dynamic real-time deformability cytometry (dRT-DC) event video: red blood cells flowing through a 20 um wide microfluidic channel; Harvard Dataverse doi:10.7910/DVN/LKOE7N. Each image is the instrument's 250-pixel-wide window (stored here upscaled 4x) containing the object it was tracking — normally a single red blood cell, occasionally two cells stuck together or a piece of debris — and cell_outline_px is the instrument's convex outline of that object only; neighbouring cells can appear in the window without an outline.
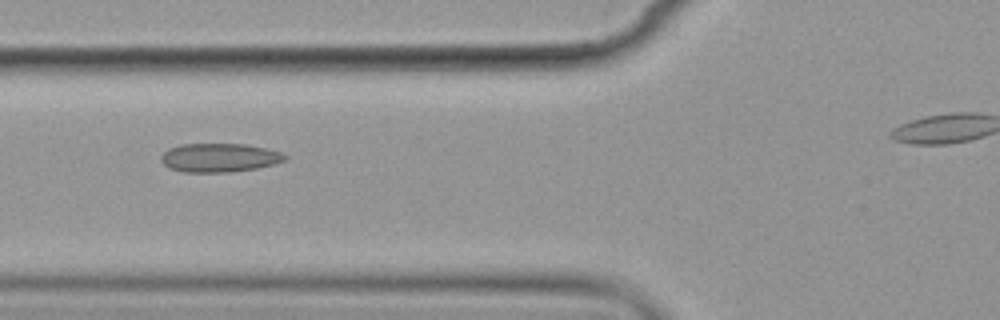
{"species": "common noctule bat (a hibernating species)", "species_latin": "Nyctalus noctula", "temperature_condition": "cold", "stored_images_in_passage": 9, "camera_frame_rate_fps": 3000, "um_per_image_px": 0.085, "animal": {"sex": "female", "body_mass_g": 19.9}, "frame": {"image": 1, "passage_image": 2, "time_ms": 1.0, "image_size_px": [1000, 320], "cell_outline_px": [[288, 160], [276, 164], [256, 168], [232, 172], [184, 172], [168, 168], [160, 160], [160, 156], [168, 148], [180, 144], [244, 144], [264, 148], [280, 152], [288, 156]], "centroid_in_image_um": [18.64, 13.41], "position_along_channel_um": 107.2, "area_um2": 20.92}}
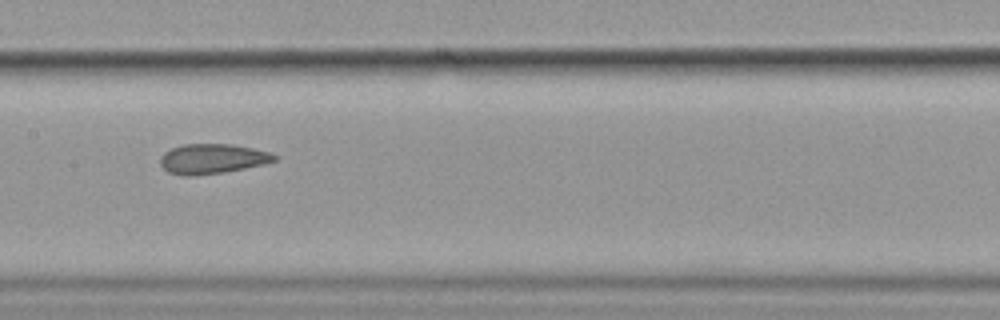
{"frame": {"image": 2, "passage_image": 4, "time_ms": 3.333, "image_size_px": [1000, 320], "cell_outline_px": [[276, 160], [264, 164], [224, 172], [196, 176], [180, 176], [168, 172], [160, 164], [160, 156], [164, 152], [172, 148], [184, 144], [232, 144], [252, 148], [268, 152], [276, 156]], "centroid_in_image_um": [18.0, 13.51], "position_along_channel_um": 189.4, "area_um2": 19.88}}
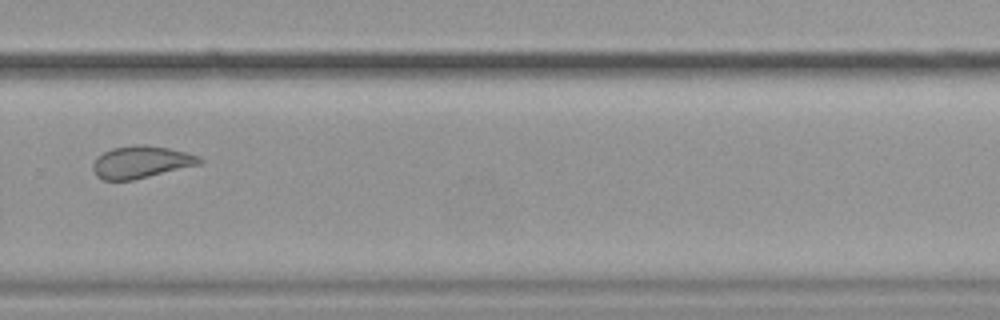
{"frame": {"image": 3, "passage_image": 7, "time_ms": 7.0, "image_size_px": [1000, 320], "cell_outline_px": [[204, 160], [200, 164], [132, 180], [104, 180], [96, 176], [92, 168], [92, 164], [104, 152], [112, 148], [136, 144], [144, 144], [168, 148], [200, 156]], "centroid_in_image_um": [11.99, 13.77], "position_along_channel_um": 317.8, "area_um2": 19.83}}